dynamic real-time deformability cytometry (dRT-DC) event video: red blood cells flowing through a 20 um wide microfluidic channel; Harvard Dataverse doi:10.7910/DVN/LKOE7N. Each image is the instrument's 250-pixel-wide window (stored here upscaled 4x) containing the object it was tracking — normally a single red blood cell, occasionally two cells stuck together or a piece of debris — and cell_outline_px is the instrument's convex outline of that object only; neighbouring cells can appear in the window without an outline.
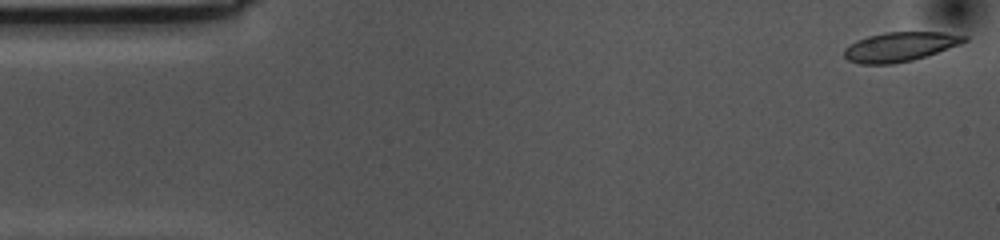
{"species": "common noctule bat (a hibernating species)", "species_latin": "Nyctalus noctula", "temperature_condition": "cold", "stored_images_in_passage": 55, "camera_frame_rate_fps": 3000, "um_per_image_px": 0.085, "animal": {"sex": "female", "body_mass_g": 10.0, "forearm_length_mm": 53.1}, "frame": {"image": 1, "passage_image": 1, "time_ms": 0.0, "image_size_px": [1000, 240], "cell_outline_px": [[968, 40], [960, 44], [928, 56], [912, 60], [892, 64], [860, 64], [848, 60], [844, 56], [844, 48], [856, 40], [868, 36], [884, 32], [944, 32], [968, 36]], "centroid_in_image_um": [76.5, 3.97], "position_along_channel_um": 8.5, "area_um2": 20.69}}
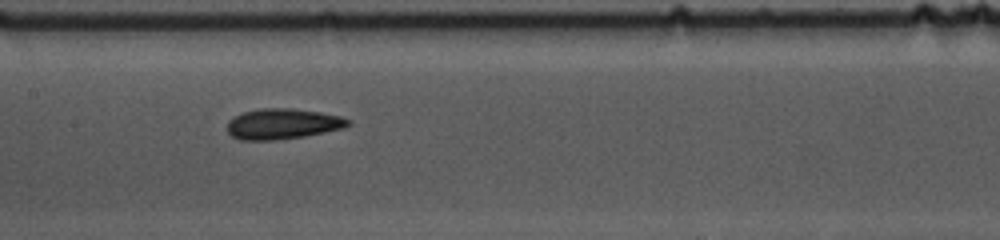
{"frame": {"image": 2, "passage_image": 25, "time_ms": 8.0, "image_size_px": [1000, 240], "cell_outline_px": [[352, 124], [344, 128], [304, 136], [276, 140], [240, 140], [232, 136], [228, 132], [228, 120], [244, 112], [260, 108], [292, 108], [320, 112], [340, 116], [352, 120]], "centroid_in_image_um": [24.06, 10.53], "position_along_channel_um": 183.3, "area_um2": 21.56}}
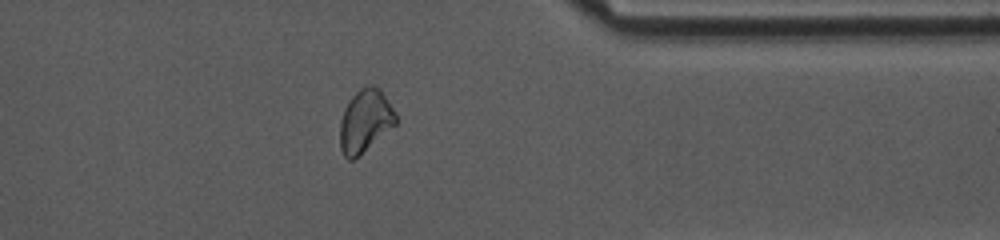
{"frame": {"image": 3, "passage_image": 43, "time_ms": 14.0, "image_size_px": [1000, 240], "cell_outline_px": [[396, 124], [352, 160], [348, 160], [344, 156], [340, 148], [340, 120], [344, 108], [348, 100], [360, 88], [368, 84], [372, 84], [380, 88], [396, 112]], "centroid_in_image_um": [31.02, 10.23], "position_along_channel_um": 380.4, "area_um2": 20.35}, "authors_computed_cell_mechanics": {"area_um2": 20.8658, "velocity_mm_per_s": 3.5301, "shape_relaxation_time_tau1_ms": 3.4947, "shape_relaxation_time_tau2_ms": 3.4974, "deformation_change_tau1": 0.1175, "deformation_change_tau2": 0.0845}}